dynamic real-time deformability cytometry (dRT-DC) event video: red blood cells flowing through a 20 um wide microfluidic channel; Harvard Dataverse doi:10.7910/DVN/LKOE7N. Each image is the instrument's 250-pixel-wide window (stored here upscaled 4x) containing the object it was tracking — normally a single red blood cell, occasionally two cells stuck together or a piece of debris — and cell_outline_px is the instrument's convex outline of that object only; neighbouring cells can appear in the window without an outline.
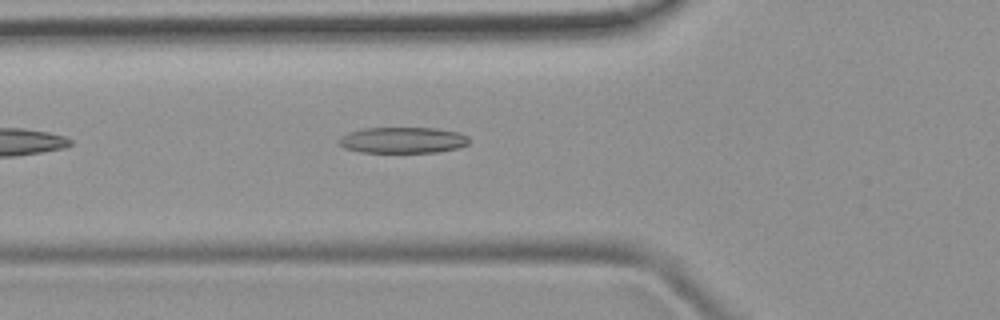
{"species": "common noctule bat (a hibernating species)", "species_latin": "Nyctalus noctula", "temperature_condition": "room temperature", "stored_images_in_passage": 6, "camera_frame_rate_fps": 3000, "um_per_image_px": 0.085, "animal": {"sex": "female", "body_mass_g": 19.9}, "frame": {"image": 1, "passage_image": 2, "time_ms": 0.333, "image_size_px": [1000, 320], "cell_outline_px": [[468, 144], [456, 148], [436, 152], [360, 152], [344, 148], [340, 144], [340, 136], [348, 132], [364, 128], [432, 128], [456, 132], [468, 136]], "centroid_in_image_um": [34.2, 11.91], "position_along_channel_um": 91.6, "area_um2": 19.54}}